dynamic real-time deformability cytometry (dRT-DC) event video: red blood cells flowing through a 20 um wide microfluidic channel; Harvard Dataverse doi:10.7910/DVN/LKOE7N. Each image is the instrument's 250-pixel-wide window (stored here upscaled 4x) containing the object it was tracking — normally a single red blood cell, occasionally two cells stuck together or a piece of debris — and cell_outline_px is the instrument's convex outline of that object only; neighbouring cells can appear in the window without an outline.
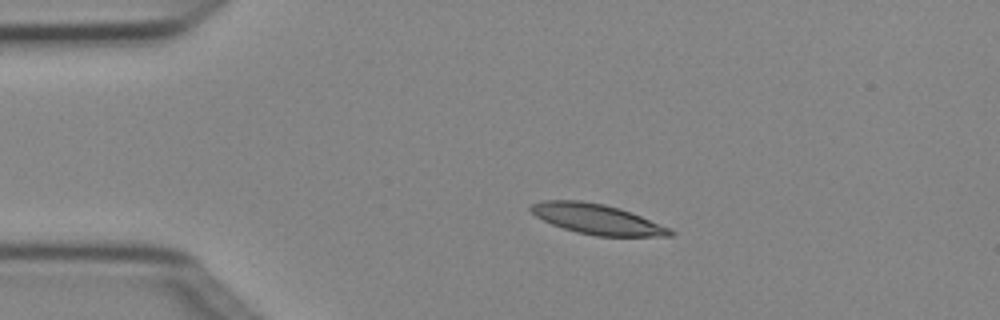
{"species": "Egyptian fruit bat (a non-hibernating species)", "species_latin": "Rousettus aegyptiacus", "temperature_condition": "cold", "stored_images_in_passage": 4, "camera_frame_rate_fps": 3000, "um_per_image_px": 0.085, "animal": {"sex": "female"}, "frame": {"image": 1, "passage_image": 3, "time_ms": 0.667, "image_size_px": [1000, 320], "cell_outline_px": [[676, 232], [672, 236], [596, 236], [576, 232], [552, 224], [536, 216], [528, 208], [532, 204], [540, 200], [580, 200], [604, 204], [620, 208], [632, 212], [672, 228]], "centroid_in_image_um": [50.79, 18.62], "position_along_channel_um": 34.2, "area_um2": 24.68}}